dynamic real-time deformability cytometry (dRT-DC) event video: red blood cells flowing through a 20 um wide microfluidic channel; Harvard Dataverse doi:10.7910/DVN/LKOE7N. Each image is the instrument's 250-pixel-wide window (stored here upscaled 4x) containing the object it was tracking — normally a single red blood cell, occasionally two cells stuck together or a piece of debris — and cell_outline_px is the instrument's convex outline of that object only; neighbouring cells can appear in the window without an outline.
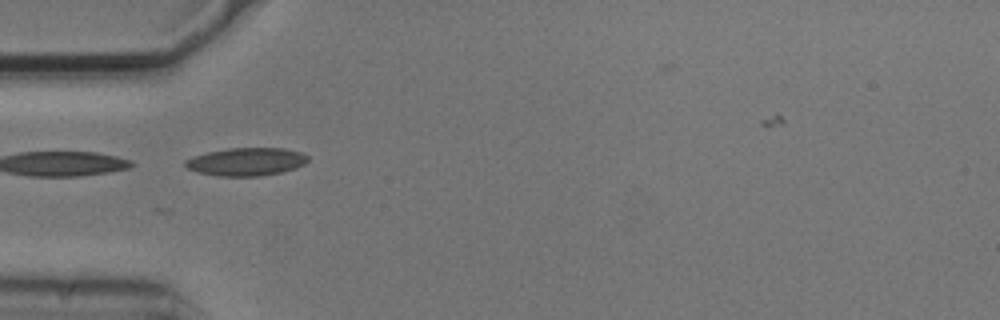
{"species": "common noctule bat (a hibernating species)", "species_latin": "Nyctalus noctula", "temperature_condition": "cold", "stored_images_in_passage": 2, "camera_frame_rate_fps": 3000, "um_per_image_px": 0.085, "animal": {"sex": "male", "body_mass_g": 20.5, "forearm_length_mm": 52.5}, "frame": {"image": 1, "passage_image": 2, "time_ms": 0.333, "image_size_px": [1000, 320], "cell_outline_px": [[308, 160], [304, 164], [296, 168], [280, 172], [260, 176], [216, 176], [200, 172], [188, 168], [184, 164], [184, 160], [192, 156], [208, 152], [228, 148], [284, 148], [300, 152], [308, 156]], "centroid_in_image_um": [20.93, 13.74], "position_along_channel_um": 64.1, "area_um2": 19.94}}